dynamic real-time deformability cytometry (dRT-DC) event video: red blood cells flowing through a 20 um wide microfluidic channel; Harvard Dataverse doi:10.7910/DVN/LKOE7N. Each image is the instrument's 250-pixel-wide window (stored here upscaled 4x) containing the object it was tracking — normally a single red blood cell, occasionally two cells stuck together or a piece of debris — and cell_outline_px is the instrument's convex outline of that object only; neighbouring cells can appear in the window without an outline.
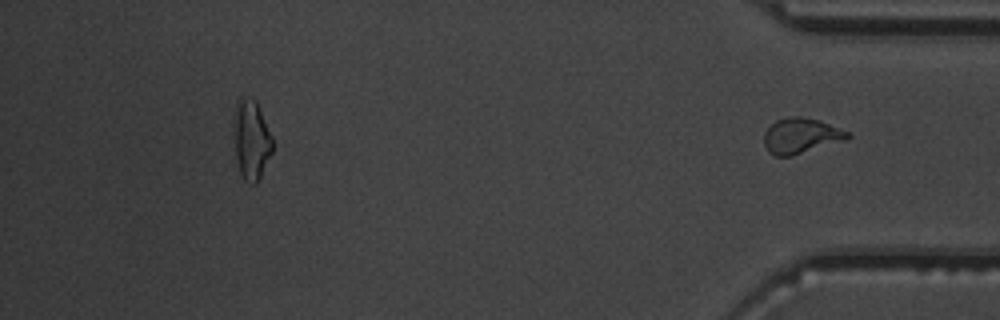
{"species": "common noctule bat (a hibernating species)", "species_latin": "Nyctalus noctula", "temperature_condition": "warm", "stored_images_in_passage": 44, "segment_of_instrument_passage": [2, 2], "camera_frame_rate_fps": 3000, "um_per_image_px": 0.085, "animal": {"sex": "male", "body_mass_g": 19.5, "forearm_length_mm": 54.6}, "frame": {"image": 1, "passage_image": 44, "time_ms": 14.333, "image_size_px": [1000, 320], "cell_outline_px": [[852, 136], [848, 140], [792, 156], [776, 156], [768, 152], [764, 144], [764, 132], [776, 120], [788, 116], [800, 116], [820, 120], [852, 132]], "centroid_in_image_um": [68.14, 11.54], "position_along_channel_um": 367.1, "area_um2": 17.69}}